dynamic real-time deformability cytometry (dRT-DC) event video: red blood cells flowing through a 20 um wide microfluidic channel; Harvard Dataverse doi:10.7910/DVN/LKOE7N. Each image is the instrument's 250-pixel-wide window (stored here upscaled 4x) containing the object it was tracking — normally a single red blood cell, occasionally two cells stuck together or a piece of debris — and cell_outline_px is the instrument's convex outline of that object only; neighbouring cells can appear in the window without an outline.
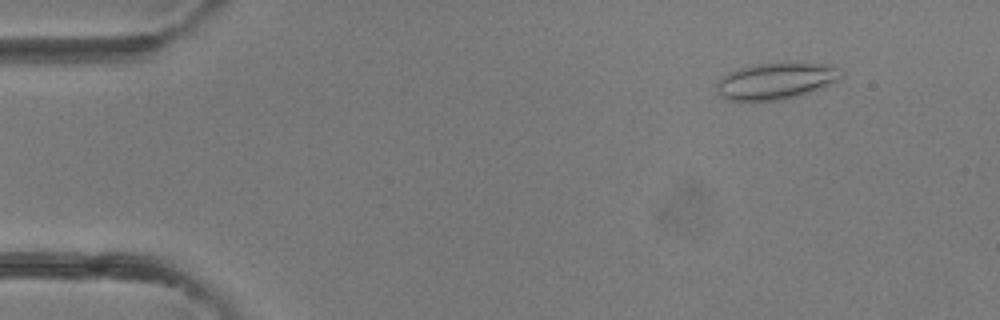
{"species": "common noctule bat (a hibernating species)", "species_latin": "Nyctalus noctula", "temperature_condition": "room temperature", "stored_images_in_passage": 42, "camera_frame_rate_fps": 3000, "um_per_image_px": 0.085, "animal": {"sex": "female"}, "frame": {"image": 1, "passage_image": 5, "time_ms": 1.333, "image_size_px": [1000, 320], "cell_outline_px": [[844, 76], [840, 80], [800, 96], [784, 100], [728, 100], [720, 96], [716, 92], [716, 84], [724, 76], [740, 68], [756, 64], [796, 60], [828, 64], [844, 72]], "centroid_in_image_um": [66.04, 6.85], "position_along_channel_um": 19.0, "area_um2": 27.17}}
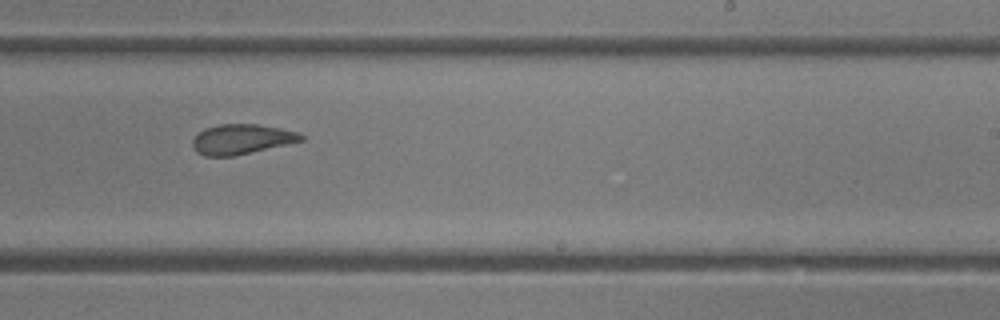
{"frame": {"image": 2, "passage_image": 26, "time_ms": 8.333, "image_size_px": [1000, 320], "cell_outline_px": [[304, 140], [232, 156], [204, 156], [196, 152], [192, 148], [192, 140], [204, 128], [220, 124], [256, 124], [280, 128], [296, 132], [304, 136]], "centroid_in_image_um": [20.48, 11.83], "position_along_channel_um": 268.5, "area_um2": 18.73}}
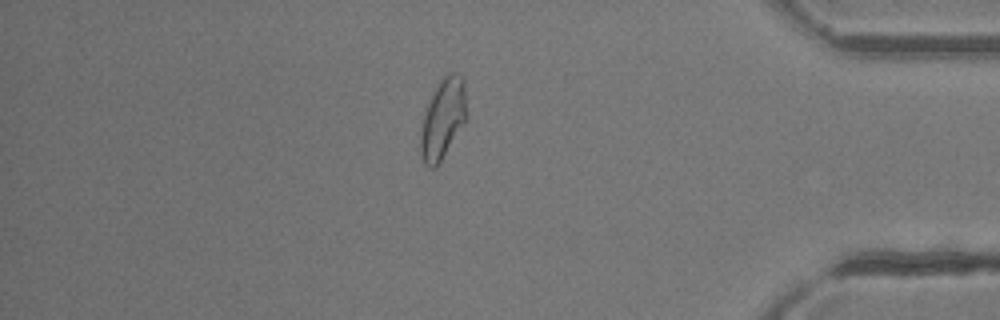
{"frame": {"image": 3, "passage_image": 36, "time_ms": 11.667, "image_size_px": [1000, 320], "cell_outline_px": [[464, 120], [436, 168], [432, 168], [424, 164], [420, 156], [420, 128], [424, 112], [428, 100], [432, 92], [444, 72], [456, 72], [464, 80]], "centroid_in_image_um": [37.56, 10.05], "position_along_channel_um": 397.6, "area_um2": 21.15}}